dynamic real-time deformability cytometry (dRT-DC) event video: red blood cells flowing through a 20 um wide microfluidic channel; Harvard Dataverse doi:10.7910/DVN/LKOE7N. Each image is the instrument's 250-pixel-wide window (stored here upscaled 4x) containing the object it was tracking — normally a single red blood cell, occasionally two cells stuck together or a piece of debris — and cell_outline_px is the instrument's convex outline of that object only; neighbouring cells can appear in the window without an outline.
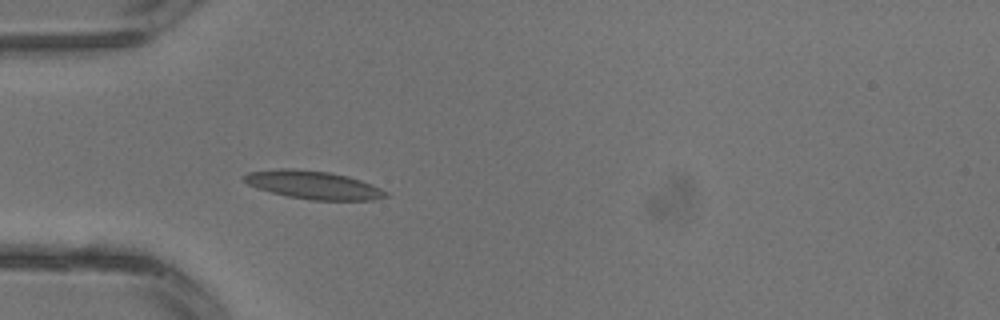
{"species": "common noctule bat (a hibernating species)", "species_latin": "Nyctalus noctula", "temperature_condition": "warm", "stored_images_in_passage": 2, "camera_frame_rate_fps": 3000, "um_per_image_px": 0.085, "animal": {"sex": "male", "body_mass_g": 13.3}, "frame": {"image": 1, "passage_image": 2, "time_ms": 0.333, "image_size_px": [1000, 320], "cell_outline_px": [[388, 196], [372, 200], [312, 200], [288, 196], [256, 188], [248, 184], [244, 180], [244, 176], [248, 172], [280, 168], [292, 168], [328, 172], [348, 176], [372, 184], [388, 192]], "centroid_in_image_um": [26.64, 15.72], "position_along_channel_um": 58.4, "area_um2": 23.12}}